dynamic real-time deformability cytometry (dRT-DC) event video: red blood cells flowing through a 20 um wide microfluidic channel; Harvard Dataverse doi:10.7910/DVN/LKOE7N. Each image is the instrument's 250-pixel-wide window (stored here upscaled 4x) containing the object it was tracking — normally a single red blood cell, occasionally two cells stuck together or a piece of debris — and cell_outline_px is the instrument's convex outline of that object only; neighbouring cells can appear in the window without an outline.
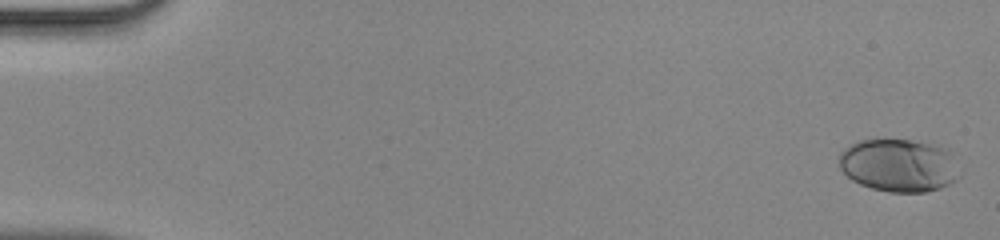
{"species": "human", "species_latin": "Homo sapiens", "temperature_condition": "room temperature", "stored_images_in_passage": 48, "camera_frame_rate_fps": 3000, "um_per_image_px": 0.085, "donor": {"sex": "male"}, "frame": {"image": 1, "passage_image": 1, "time_ms": 0.0, "image_size_px": [1000, 240], "cell_outline_px": [[960, 176], [956, 180], [940, 188], [924, 192], [888, 192], [872, 188], [860, 184], [852, 180], [840, 168], [840, 152], [844, 148], [860, 140], [908, 140], [948, 148]], "centroid_in_image_um": [76.39, 14.06], "position_along_channel_um": 8.6, "area_um2": 36.82}}
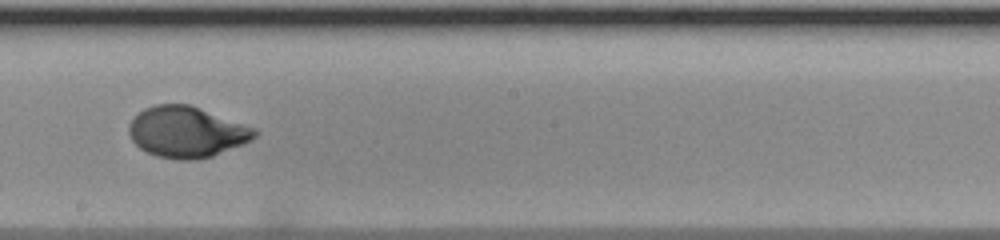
{"frame": {"image": 2, "passage_image": 28, "time_ms": 9.0, "image_size_px": [1000, 240], "cell_outline_px": [[260, 132], [252, 140], [244, 144], [212, 156], [196, 160], [176, 160], [156, 156], [140, 148], [132, 140], [128, 132], [128, 124], [144, 108], [156, 104], [188, 104], [256, 128]], "centroid_in_image_um": [15.88, 11.23], "position_along_channel_um": 232.3, "area_um2": 37.4}}
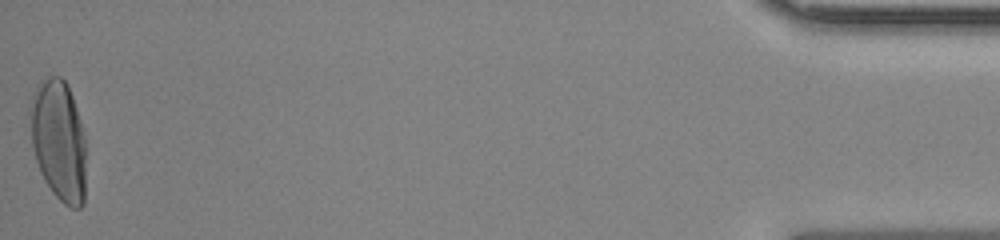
{"frame": {"image": 3, "passage_image": 48, "time_ms": 15.667, "image_size_px": [1000, 240], "cell_outline_px": [[84, 204], [80, 208], [72, 208], [64, 204], [52, 192], [44, 180], [40, 172], [32, 148], [28, 112], [28, 108], [32, 92], [40, 80], [48, 76], [60, 76], [68, 84], [80, 120], [84, 136]], "centroid_in_image_um": [4.94, 11.89], "position_along_channel_um": 430.3, "area_um2": 39.77}}